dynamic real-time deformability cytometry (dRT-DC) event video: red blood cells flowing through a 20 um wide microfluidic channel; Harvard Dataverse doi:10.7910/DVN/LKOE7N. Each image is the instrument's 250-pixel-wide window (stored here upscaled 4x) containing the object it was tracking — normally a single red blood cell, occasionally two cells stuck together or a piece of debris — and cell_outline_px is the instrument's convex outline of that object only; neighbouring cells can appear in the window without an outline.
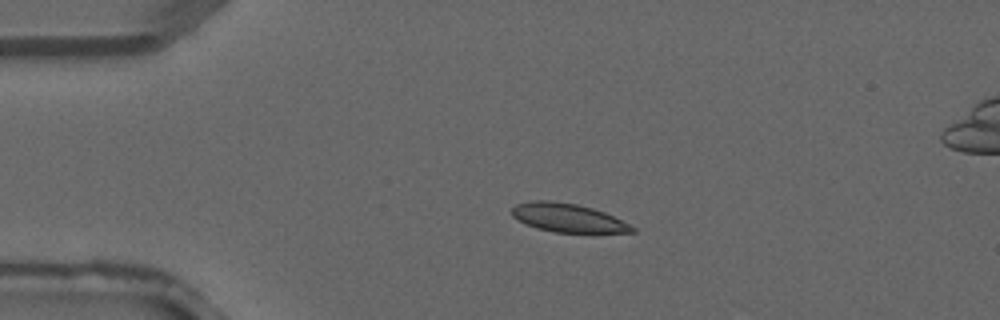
{"species": "common noctule bat (a hibernating species)", "species_latin": "Nyctalus noctula", "temperature_condition": "warm", "stored_images_in_passage": 2, "camera_frame_rate_fps": 3000, "um_per_image_px": 0.085, "animal": {"sex": "male", "forearm_length_mm": 52.5}, "frame": {"image": 1, "passage_image": 1, "time_ms": 0.0, "image_size_px": [1000, 320], "cell_outline_px": [[636, 232], [556, 232], [536, 228], [524, 224], [516, 220], [512, 216], [512, 208], [516, 204], [528, 200], [552, 200], [576, 204], [592, 208], [604, 212], [636, 228]], "centroid_in_image_um": [48.19, 18.5], "position_along_channel_um": 36.8, "area_um2": 20.0}}